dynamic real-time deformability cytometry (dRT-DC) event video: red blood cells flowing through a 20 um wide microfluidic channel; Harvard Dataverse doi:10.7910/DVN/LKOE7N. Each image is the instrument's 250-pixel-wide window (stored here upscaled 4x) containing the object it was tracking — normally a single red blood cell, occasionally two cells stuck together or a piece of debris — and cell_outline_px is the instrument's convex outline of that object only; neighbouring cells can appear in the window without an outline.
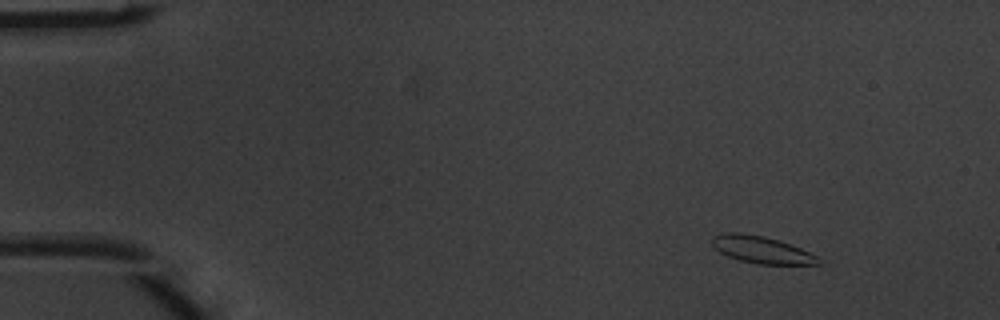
{"species": "common noctule bat (a hibernating species)", "species_latin": "Nyctalus noctula", "temperature_condition": "warm", "stored_images_in_passage": 6, "camera_frame_rate_fps": 3000, "um_per_image_px": 0.085, "animal": {"sex": "male", "body_mass_g": 20.1, "forearm_length_mm": 53.5}, "frame": {"image": 1, "passage_image": 1, "time_ms": 0.0, "image_size_px": [1000, 320], "cell_outline_px": [[820, 264], [756, 264], [740, 260], [728, 256], [720, 252], [712, 244], [712, 236], [724, 232], [740, 232], [764, 236], [780, 240], [820, 256]], "centroid_in_image_um": [64.74, 21.22], "position_along_channel_um": 20.3, "area_um2": 16.88}}
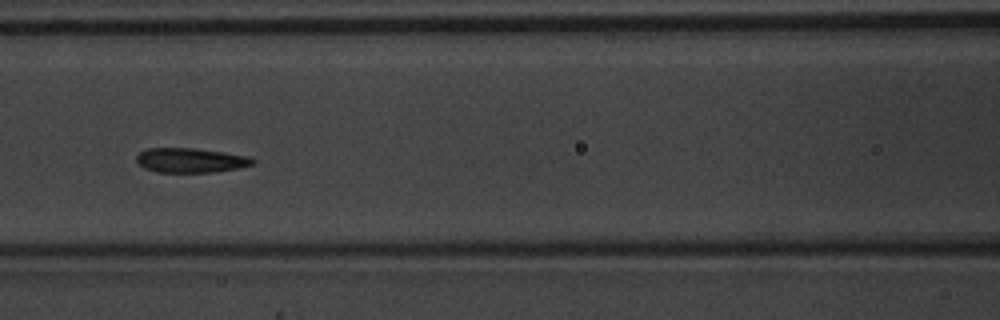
{"frame": {"image": 2, "passage_image": 6, "time_ms": 1.667, "image_size_px": [1000, 320], "cell_outline_px": [[256, 164], [240, 168], [216, 172], [156, 172], [144, 168], [136, 164], [136, 156], [140, 152], [148, 148], [196, 148], [224, 152], [248, 156], [256, 160]], "centroid_in_image_um": [16.22, 13.63], "position_along_channel_um": 150.4, "area_um2": 16.94}}